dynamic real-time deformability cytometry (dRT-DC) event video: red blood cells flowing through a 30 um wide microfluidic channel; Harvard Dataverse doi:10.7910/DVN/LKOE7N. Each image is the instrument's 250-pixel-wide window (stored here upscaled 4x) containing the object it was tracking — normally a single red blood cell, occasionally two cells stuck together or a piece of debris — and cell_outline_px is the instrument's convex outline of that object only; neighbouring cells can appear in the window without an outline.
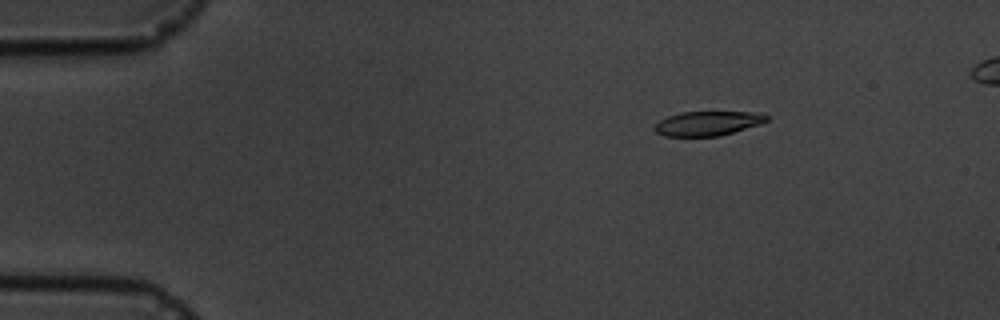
{"species": "common noctule bat (a hibernating species)", "species_latin": "Nyctalus noctula", "temperature_condition": "cold", "stored_images_in_passage": 5, "camera_frame_rate_fps": 3000, "um_per_image_px": 0.085, "animal": {"sex": "male", "body_mass_g": 19.5, "forearm_length_mm": 54.6}, "frame": {"image": 1, "passage_image": 2, "time_ms": 1.0, "image_size_px": [1000, 320], "cell_outline_px": [[768, 120], [760, 124], [720, 136], [664, 136], [656, 132], [652, 128], [660, 120], [668, 116], [680, 112], [764, 112], [768, 116]], "centroid_in_image_um": [60.17, 10.48], "position_along_channel_um": 24.8, "area_um2": 16.01}}